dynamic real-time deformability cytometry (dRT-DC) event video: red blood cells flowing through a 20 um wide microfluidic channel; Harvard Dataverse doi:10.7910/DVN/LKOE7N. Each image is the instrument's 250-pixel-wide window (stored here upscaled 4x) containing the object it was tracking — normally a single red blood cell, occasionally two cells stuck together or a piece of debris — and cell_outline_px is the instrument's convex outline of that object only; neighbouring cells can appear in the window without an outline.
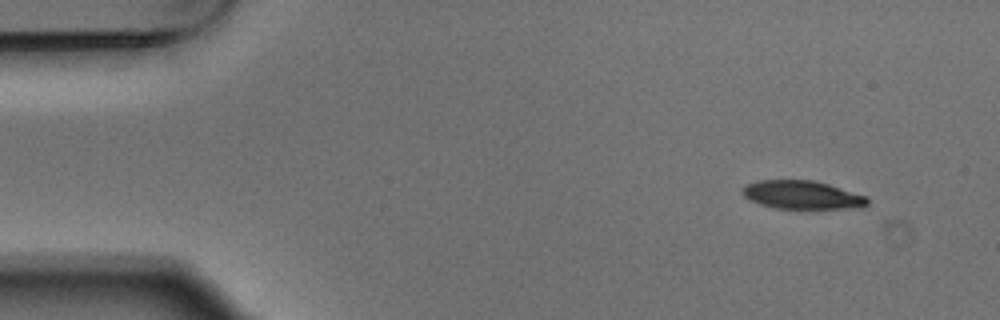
{"species": "Egyptian fruit bat (a non-hibernating species)", "species_latin": "Rousettus aegyptiacus", "temperature_condition": "warm", "stored_images_in_passage": 4, "camera_frame_rate_fps": 3000, "um_per_image_px": 0.085, "animal": {"sex": "male"}, "frame": {"image": 1, "passage_image": 1, "time_ms": 0.0, "image_size_px": [1000, 320], "cell_outline_px": [[868, 204], [844, 208], [776, 208], [760, 204], [744, 196], [740, 192], [744, 184], [756, 180], [812, 180], [828, 184], [868, 196]], "centroid_in_image_um": [68.11, 16.54], "position_along_channel_um": 16.9, "area_um2": 20.46}}
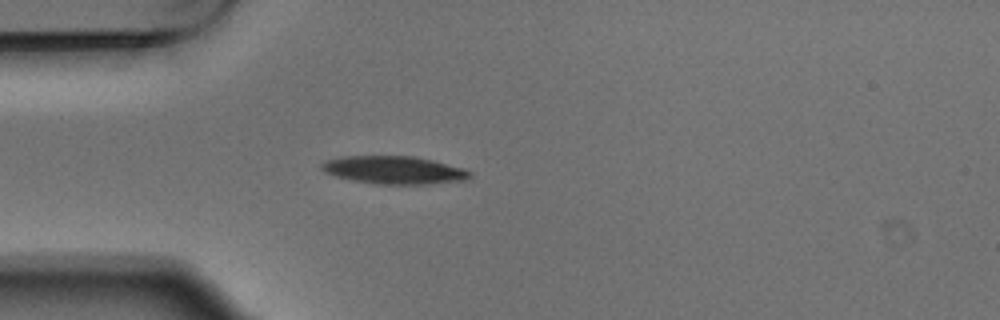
{"frame": {"image": 2, "passage_image": 4, "time_ms": 1.0, "image_size_px": [1000, 320], "cell_outline_px": [[472, 176], [464, 180], [428, 184], [376, 184], [352, 180], [336, 176], [324, 172], [320, 168], [320, 164], [324, 160], [340, 156], [416, 156], [464, 168], [472, 172]], "centroid_in_image_um": [33.46, 14.44], "position_along_channel_um": 51.5, "area_um2": 24.28}}